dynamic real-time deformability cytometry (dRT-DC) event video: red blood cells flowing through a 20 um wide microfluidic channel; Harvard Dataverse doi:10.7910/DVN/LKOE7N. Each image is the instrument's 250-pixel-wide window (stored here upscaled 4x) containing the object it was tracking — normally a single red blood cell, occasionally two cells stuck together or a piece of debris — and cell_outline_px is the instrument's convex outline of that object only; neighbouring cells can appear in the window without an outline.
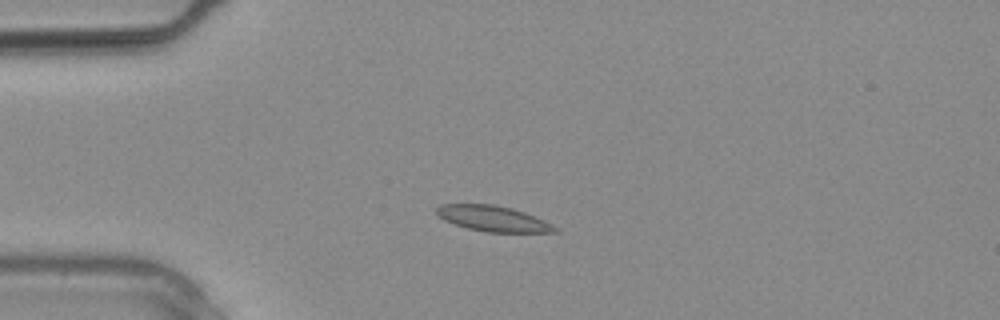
{"species": "common noctule bat (a hibernating species)", "species_latin": "Nyctalus noctula", "temperature_condition": "warm", "stored_images_in_passage": 1, "camera_frame_rate_fps": 3000, "um_per_image_px": 0.085, "animal": {"sex": "male", "body_mass_g": 20.4}, "frame": {"image": 1, "passage_image": 1, "time_ms": 0.0, "image_size_px": [1000, 320], "cell_outline_px": [[560, 232], [488, 232], [468, 228], [444, 220], [436, 212], [436, 208], [440, 204], [492, 204], [512, 208], [524, 212], [544, 220], [560, 228]], "centroid_in_image_um": [41.95, 18.58], "position_along_channel_um": 43.0, "area_um2": 17.57}}